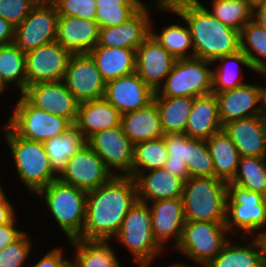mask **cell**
I'll list each match as a JSON object with an SVG mask.
<instances>
[{
    "mask_svg": "<svg viewBox=\"0 0 266 267\" xmlns=\"http://www.w3.org/2000/svg\"><path fill=\"white\" fill-rule=\"evenodd\" d=\"M158 7L170 10L187 23L193 43V57L214 62L234 61L250 69L241 51L240 32L221 23L198 0H158Z\"/></svg>",
    "mask_w": 266,
    "mask_h": 267,
    "instance_id": "1",
    "label": "cell"
},
{
    "mask_svg": "<svg viewBox=\"0 0 266 267\" xmlns=\"http://www.w3.org/2000/svg\"><path fill=\"white\" fill-rule=\"evenodd\" d=\"M138 201L131 176H112L97 189L87 192L85 223L77 239L107 241L117 235L129 209Z\"/></svg>",
    "mask_w": 266,
    "mask_h": 267,
    "instance_id": "2",
    "label": "cell"
},
{
    "mask_svg": "<svg viewBox=\"0 0 266 267\" xmlns=\"http://www.w3.org/2000/svg\"><path fill=\"white\" fill-rule=\"evenodd\" d=\"M183 207L186 221L225 223L227 183L216 177H190L184 181Z\"/></svg>",
    "mask_w": 266,
    "mask_h": 267,
    "instance_id": "3",
    "label": "cell"
},
{
    "mask_svg": "<svg viewBox=\"0 0 266 267\" xmlns=\"http://www.w3.org/2000/svg\"><path fill=\"white\" fill-rule=\"evenodd\" d=\"M4 131L18 175L28 189L38 193L42 188L58 179V175L55 176L51 167L43 142L21 138L7 125H5Z\"/></svg>",
    "mask_w": 266,
    "mask_h": 267,
    "instance_id": "4",
    "label": "cell"
},
{
    "mask_svg": "<svg viewBox=\"0 0 266 267\" xmlns=\"http://www.w3.org/2000/svg\"><path fill=\"white\" fill-rule=\"evenodd\" d=\"M37 195L45 199L44 202L69 240L77 239L82 234L87 192L57 179L42 188Z\"/></svg>",
    "mask_w": 266,
    "mask_h": 267,
    "instance_id": "5",
    "label": "cell"
},
{
    "mask_svg": "<svg viewBox=\"0 0 266 267\" xmlns=\"http://www.w3.org/2000/svg\"><path fill=\"white\" fill-rule=\"evenodd\" d=\"M210 61L200 58L176 59L164 86L154 97H201L212 93L213 70Z\"/></svg>",
    "mask_w": 266,
    "mask_h": 267,
    "instance_id": "6",
    "label": "cell"
},
{
    "mask_svg": "<svg viewBox=\"0 0 266 267\" xmlns=\"http://www.w3.org/2000/svg\"><path fill=\"white\" fill-rule=\"evenodd\" d=\"M116 237L132 252L140 267L150 265L162 249L153 236L151 209L140 201L129 209Z\"/></svg>",
    "mask_w": 266,
    "mask_h": 267,
    "instance_id": "7",
    "label": "cell"
},
{
    "mask_svg": "<svg viewBox=\"0 0 266 267\" xmlns=\"http://www.w3.org/2000/svg\"><path fill=\"white\" fill-rule=\"evenodd\" d=\"M6 125L21 138L44 142L62 135L73 124L68 119L35 108L22 96Z\"/></svg>",
    "mask_w": 266,
    "mask_h": 267,
    "instance_id": "8",
    "label": "cell"
},
{
    "mask_svg": "<svg viewBox=\"0 0 266 267\" xmlns=\"http://www.w3.org/2000/svg\"><path fill=\"white\" fill-rule=\"evenodd\" d=\"M225 223L186 221L176 248L204 266L214 259L229 241Z\"/></svg>",
    "mask_w": 266,
    "mask_h": 267,
    "instance_id": "9",
    "label": "cell"
},
{
    "mask_svg": "<svg viewBox=\"0 0 266 267\" xmlns=\"http://www.w3.org/2000/svg\"><path fill=\"white\" fill-rule=\"evenodd\" d=\"M226 210L225 225L228 231L235 224L245 233H252L266 224V197L231 182L227 183Z\"/></svg>",
    "mask_w": 266,
    "mask_h": 267,
    "instance_id": "10",
    "label": "cell"
},
{
    "mask_svg": "<svg viewBox=\"0 0 266 267\" xmlns=\"http://www.w3.org/2000/svg\"><path fill=\"white\" fill-rule=\"evenodd\" d=\"M58 11L55 4H36L15 27L14 44L24 53L57 40Z\"/></svg>",
    "mask_w": 266,
    "mask_h": 267,
    "instance_id": "11",
    "label": "cell"
},
{
    "mask_svg": "<svg viewBox=\"0 0 266 267\" xmlns=\"http://www.w3.org/2000/svg\"><path fill=\"white\" fill-rule=\"evenodd\" d=\"M62 176L58 179L85 192H90L104 183L115 173H110L100 156L86 143L67 162Z\"/></svg>",
    "mask_w": 266,
    "mask_h": 267,
    "instance_id": "12",
    "label": "cell"
},
{
    "mask_svg": "<svg viewBox=\"0 0 266 267\" xmlns=\"http://www.w3.org/2000/svg\"><path fill=\"white\" fill-rule=\"evenodd\" d=\"M62 81L79 104L104 98L106 81L89 54H72Z\"/></svg>",
    "mask_w": 266,
    "mask_h": 267,
    "instance_id": "13",
    "label": "cell"
},
{
    "mask_svg": "<svg viewBox=\"0 0 266 267\" xmlns=\"http://www.w3.org/2000/svg\"><path fill=\"white\" fill-rule=\"evenodd\" d=\"M71 53L54 41L25 53L27 86L62 81Z\"/></svg>",
    "mask_w": 266,
    "mask_h": 267,
    "instance_id": "14",
    "label": "cell"
},
{
    "mask_svg": "<svg viewBox=\"0 0 266 267\" xmlns=\"http://www.w3.org/2000/svg\"><path fill=\"white\" fill-rule=\"evenodd\" d=\"M86 143L100 156L110 173V167L114 166L124 172L123 176L132 177L134 144L121 125L96 132Z\"/></svg>",
    "mask_w": 266,
    "mask_h": 267,
    "instance_id": "15",
    "label": "cell"
},
{
    "mask_svg": "<svg viewBox=\"0 0 266 267\" xmlns=\"http://www.w3.org/2000/svg\"><path fill=\"white\" fill-rule=\"evenodd\" d=\"M22 94L35 108L63 117L75 124L79 103L63 81L28 85Z\"/></svg>",
    "mask_w": 266,
    "mask_h": 267,
    "instance_id": "16",
    "label": "cell"
},
{
    "mask_svg": "<svg viewBox=\"0 0 266 267\" xmlns=\"http://www.w3.org/2000/svg\"><path fill=\"white\" fill-rule=\"evenodd\" d=\"M155 92L136 72L106 82L104 98L121 115L146 107L153 101Z\"/></svg>",
    "mask_w": 266,
    "mask_h": 267,
    "instance_id": "17",
    "label": "cell"
},
{
    "mask_svg": "<svg viewBox=\"0 0 266 267\" xmlns=\"http://www.w3.org/2000/svg\"><path fill=\"white\" fill-rule=\"evenodd\" d=\"M175 61L152 35L135 50V72L154 92L162 87L160 81L171 72Z\"/></svg>",
    "mask_w": 266,
    "mask_h": 267,
    "instance_id": "18",
    "label": "cell"
},
{
    "mask_svg": "<svg viewBox=\"0 0 266 267\" xmlns=\"http://www.w3.org/2000/svg\"><path fill=\"white\" fill-rule=\"evenodd\" d=\"M215 95L218 101L219 118L223 126L241 118L263 115L264 87L244 84ZM259 102L261 105L252 109Z\"/></svg>",
    "mask_w": 266,
    "mask_h": 267,
    "instance_id": "19",
    "label": "cell"
},
{
    "mask_svg": "<svg viewBox=\"0 0 266 267\" xmlns=\"http://www.w3.org/2000/svg\"><path fill=\"white\" fill-rule=\"evenodd\" d=\"M223 129L241 157L266 158V119L263 115L231 121Z\"/></svg>",
    "mask_w": 266,
    "mask_h": 267,
    "instance_id": "20",
    "label": "cell"
},
{
    "mask_svg": "<svg viewBox=\"0 0 266 267\" xmlns=\"http://www.w3.org/2000/svg\"><path fill=\"white\" fill-rule=\"evenodd\" d=\"M144 5L132 18L118 26L100 29L97 46L136 50L150 35L149 13Z\"/></svg>",
    "mask_w": 266,
    "mask_h": 267,
    "instance_id": "21",
    "label": "cell"
},
{
    "mask_svg": "<svg viewBox=\"0 0 266 267\" xmlns=\"http://www.w3.org/2000/svg\"><path fill=\"white\" fill-rule=\"evenodd\" d=\"M100 27L96 21L59 16L57 42L71 54H88L98 45Z\"/></svg>",
    "mask_w": 266,
    "mask_h": 267,
    "instance_id": "22",
    "label": "cell"
},
{
    "mask_svg": "<svg viewBox=\"0 0 266 267\" xmlns=\"http://www.w3.org/2000/svg\"><path fill=\"white\" fill-rule=\"evenodd\" d=\"M152 205L150 209L154 238L163 246V241L175 236L177 245L181 240L186 222L182 197L158 200L152 202Z\"/></svg>",
    "mask_w": 266,
    "mask_h": 267,
    "instance_id": "23",
    "label": "cell"
},
{
    "mask_svg": "<svg viewBox=\"0 0 266 267\" xmlns=\"http://www.w3.org/2000/svg\"><path fill=\"white\" fill-rule=\"evenodd\" d=\"M148 175L135 178L138 201L146 203L158 200L180 198L183 195L184 180L164 168L150 170Z\"/></svg>",
    "mask_w": 266,
    "mask_h": 267,
    "instance_id": "24",
    "label": "cell"
},
{
    "mask_svg": "<svg viewBox=\"0 0 266 267\" xmlns=\"http://www.w3.org/2000/svg\"><path fill=\"white\" fill-rule=\"evenodd\" d=\"M75 125L87 140L96 132L121 125V113L105 98L82 102L78 106Z\"/></svg>",
    "mask_w": 266,
    "mask_h": 267,
    "instance_id": "25",
    "label": "cell"
},
{
    "mask_svg": "<svg viewBox=\"0 0 266 267\" xmlns=\"http://www.w3.org/2000/svg\"><path fill=\"white\" fill-rule=\"evenodd\" d=\"M222 129L216 95L211 93L194 98L184 133L189 138L206 140Z\"/></svg>",
    "mask_w": 266,
    "mask_h": 267,
    "instance_id": "26",
    "label": "cell"
},
{
    "mask_svg": "<svg viewBox=\"0 0 266 267\" xmlns=\"http://www.w3.org/2000/svg\"><path fill=\"white\" fill-rule=\"evenodd\" d=\"M121 126L133 144L164 135L160 113L154 100L144 108L121 115Z\"/></svg>",
    "mask_w": 266,
    "mask_h": 267,
    "instance_id": "27",
    "label": "cell"
},
{
    "mask_svg": "<svg viewBox=\"0 0 266 267\" xmlns=\"http://www.w3.org/2000/svg\"><path fill=\"white\" fill-rule=\"evenodd\" d=\"M108 82L135 72V50L96 46L88 53Z\"/></svg>",
    "mask_w": 266,
    "mask_h": 267,
    "instance_id": "28",
    "label": "cell"
},
{
    "mask_svg": "<svg viewBox=\"0 0 266 267\" xmlns=\"http://www.w3.org/2000/svg\"><path fill=\"white\" fill-rule=\"evenodd\" d=\"M214 164V177L228 183L236 175L240 153L224 129L205 140Z\"/></svg>",
    "mask_w": 266,
    "mask_h": 267,
    "instance_id": "29",
    "label": "cell"
},
{
    "mask_svg": "<svg viewBox=\"0 0 266 267\" xmlns=\"http://www.w3.org/2000/svg\"><path fill=\"white\" fill-rule=\"evenodd\" d=\"M43 144L53 171L61 174L68 160L86 144V139L73 124L62 135L48 139Z\"/></svg>",
    "mask_w": 266,
    "mask_h": 267,
    "instance_id": "30",
    "label": "cell"
},
{
    "mask_svg": "<svg viewBox=\"0 0 266 267\" xmlns=\"http://www.w3.org/2000/svg\"><path fill=\"white\" fill-rule=\"evenodd\" d=\"M164 134L184 133L194 97H154Z\"/></svg>",
    "mask_w": 266,
    "mask_h": 267,
    "instance_id": "31",
    "label": "cell"
},
{
    "mask_svg": "<svg viewBox=\"0 0 266 267\" xmlns=\"http://www.w3.org/2000/svg\"><path fill=\"white\" fill-rule=\"evenodd\" d=\"M204 267H264L263 252L256 238L251 246H236L229 241Z\"/></svg>",
    "mask_w": 266,
    "mask_h": 267,
    "instance_id": "32",
    "label": "cell"
},
{
    "mask_svg": "<svg viewBox=\"0 0 266 267\" xmlns=\"http://www.w3.org/2000/svg\"><path fill=\"white\" fill-rule=\"evenodd\" d=\"M77 247L75 267H122L107 241L70 240Z\"/></svg>",
    "mask_w": 266,
    "mask_h": 267,
    "instance_id": "33",
    "label": "cell"
},
{
    "mask_svg": "<svg viewBox=\"0 0 266 267\" xmlns=\"http://www.w3.org/2000/svg\"><path fill=\"white\" fill-rule=\"evenodd\" d=\"M168 150L163 137L134 144L132 177L135 179L143 169L163 168L168 160Z\"/></svg>",
    "mask_w": 266,
    "mask_h": 267,
    "instance_id": "34",
    "label": "cell"
},
{
    "mask_svg": "<svg viewBox=\"0 0 266 267\" xmlns=\"http://www.w3.org/2000/svg\"><path fill=\"white\" fill-rule=\"evenodd\" d=\"M240 40L241 51L249 58L252 70L262 73L266 69V62L253 52L266 59V29L252 19L242 28Z\"/></svg>",
    "mask_w": 266,
    "mask_h": 267,
    "instance_id": "35",
    "label": "cell"
},
{
    "mask_svg": "<svg viewBox=\"0 0 266 267\" xmlns=\"http://www.w3.org/2000/svg\"><path fill=\"white\" fill-rule=\"evenodd\" d=\"M238 167L231 183L266 197V158L241 157Z\"/></svg>",
    "mask_w": 266,
    "mask_h": 267,
    "instance_id": "36",
    "label": "cell"
},
{
    "mask_svg": "<svg viewBox=\"0 0 266 267\" xmlns=\"http://www.w3.org/2000/svg\"><path fill=\"white\" fill-rule=\"evenodd\" d=\"M26 56L14 43L0 46V73L3 82H15L23 93L27 87Z\"/></svg>",
    "mask_w": 266,
    "mask_h": 267,
    "instance_id": "37",
    "label": "cell"
},
{
    "mask_svg": "<svg viewBox=\"0 0 266 267\" xmlns=\"http://www.w3.org/2000/svg\"><path fill=\"white\" fill-rule=\"evenodd\" d=\"M212 8L216 19L239 32L253 19V6L246 0H213Z\"/></svg>",
    "mask_w": 266,
    "mask_h": 267,
    "instance_id": "38",
    "label": "cell"
},
{
    "mask_svg": "<svg viewBox=\"0 0 266 267\" xmlns=\"http://www.w3.org/2000/svg\"><path fill=\"white\" fill-rule=\"evenodd\" d=\"M163 139L169 154L163 168L187 181L190 178L187 170V135L185 133L164 134Z\"/></svg>",
    "mask_w": 266,
    "mask_h": 267,
    "instance_id": "39",
    "label": "cell"
},
{
    "mask_svg": "<svg viewBox=\"0 0 266 267\" xmlns=\"http://www.w3.org/2000/svg\"><path fill=\"white\" fill-rule=\"evenodd\" d=\"M187 170L189 177H214V164L205 140L187 136Z\"/></svg>",
    "mask_w": 266,
    "mask_h": 267,
    "instance_id": "40",
    "label": "cell"
},
{
    "mask_svg": "<svg viewBox=\"0 0 266 267\" xmlns=\"http://www.w3.org/2000/svg\"><path fill=\"white\" fill-rule=\"evenodd\" d=\"M151 35L159 42L174 58L185 59L193 58V55L186 54V50L193 46L192 37L188 27L177 24L166 27L161 34Z\"/></svg>",
    "mask_w": 266,
    "mask_h": 267,
    "instance_id": "41",
    "label": "cell"
},
{
    "mask_svg": "<svg viewBox=\"0 0 266 267\" xmlns=\"http://www.w3.org/2000/svg\"><path fill=\"white\" fill-rule=\"evenodd\" d=\"M144 5H118L97 7L95 21L101 28L121 25L132 18Z\"/></svg>",
    "mask_w": 266,
    "mask_h": 267,
    "instance_id": "42",
    "label": "cell"
},
{
    "mask_svg": "<svg viewBox=\"0 0 266 267\" xmlns=\"http://www.w3.org/2000/svg\"><path fill=\"white\" fill-rule=\"evenodd\" d=\"M59 16L77 17L95 21L97 2L95 0H55Z\"/></svg>",
    "mask_w": 266,
    "mask_h": 267,
    "instance_id": "43",
    "label": "cell"
},
{
    "mask_svg": "<svg viewBox=\"0 0 266 267\" xmlns=\"http://www.w3.org/2000/svg\"><path fill=\"white\" fill-rule=\"evenodd\" d=\"M31 243L23 233L16 241L0 251V267H21L28 257Z\"/></svg>",
    "mask_w": 266,
    "mask_h": 267,
    "instance_id": "44",
    "label": "cell"
},
{
    "mask_svg": "<svg viewBox=\"0 0 266 267\" xmlns=\"http://www.w3.org/2000/svg\"><path fill=\"white\" fill-rule=\"evenodd\" d=\"M35 5L32 0H0V17L16 27Z\"/></svg>",
    "mask_w": 266,
    "mask_h": 267,
    "instance_id": "45",
    "label": "cell"
},
{
    "mask_svg": "<svg viewBox=\"0 0 266 267\" xmlns=\"http://www.w3.org/2000/svg\"><path fill=\"white\" fill-rule=\"evenodd\" d=\"M237 78V73L232 68L228 66L224 68L217 67L213 71L212 94L221 93L244 85Z\"/></svg>",
    "mask_w": 266,
    "mask_h": 267,
    "instance_id": "46",
    "label": "cell"
},
{
    "mask_svg": "<svg viewBox=\"0 0 266 267\" xmlns=\"http://www.w3.org/2000/svg\"><path fill=\"white\" fill-rule=\"evenodd\" d=\"M15 220L0 226V251L9 244L16 241L24 232L16 230L14 227Z\"/></svg>",
    "mask_w": 266,
    "mask_h": 267,
    "instance_id": "47",
    "label": "cell"
},
{
    "mask_svg": "<svg viewBox=\"0 0 266 267\" xmlns=\"http://www.w3.org/2000/svg\"><path fill=\"white\" fill-rule=\"evenodd\" d=\"M62 257V250L58 247V249L56 248L48 252L33 267H65L69 261Z\"/></svg>",
    "mask_w": 266,
    "mask_h": 267,
    "instance_id": "48",
    "label": "cell"
},
{
    "mask_svg": "<svg viewBox=\"0 0 266 267\" xmlns=\"http://www.w3.org/2000/svg\"><path fill=\"white\" fill-rule=\"evenodd\" d=\"M15 27L0 17V46L14 43Z\"/></svg>",
    "mask_w": 266,
    "mask_h": 267,
    "instance_id": "49",
    "label": "cell"
},
{
    "mask_svg": "<svg viewBox=\"0 0 266 267\" xmlns=\"http://www.w3.org/2000/svg\"><path fill=\"white\" fill-rule=\"evenodd\" d=\"M13 213L12 205L3 193L0 196V226L11 222L15 218Z\"/></svg>",
    "mask_w": 266,
    "mask_h": 267,
    "instance_id": "50",
    "label": "cell"
},
{
    "mask_svg": "<svg viewBox=\"0 0 266 267\" xmlns=\"http://www.w3.org/2000/svg\"><path fill=\"white\" fill-rule=\"evenodd\" d=\"M255 9H257V12L253 13V20L266 29V0L255 4L253 11Z\"/></svg>",
    "mask_w": 266,
    "mask_h": 267,
    "instance_id": "51",
    "label": "cell"
},
{
    "mask_svg": "<svg viewBox=\"0 0 266 267\" xmlns=\"http://www.w3.org/2000/svg\"><path fill=\"white\" fill-rule=\"evenodd\" d=\"M96 6L144 5L140 0H95Z\"/></svg>",
    "mask_w": 266,
    "mask_h": 267,
    "instance_id": "52",
    "label": "cell"
},
{
    "mask_svg": "<svg viewBox=\"0 0 266 267\" xmlns=\"http://www.w3.org/2000/svg\"><path fill=\"white\" fill-rule=\"evenodd\" d=\"M256 238L259 240L262 252H263V263L264 267H266V231L259 232L258 236Z\"/></svg>",
    "mask_w": 266,
    "mask_h": 267,
    "instance_id": "53",
    "label": "cell"
},
{
    "mask_svg": "<svg viewBox=\"0 0 266 267\" xmlns=\"http://www.w3.org/2000/svg\"><path fill=\"white\" fill-rule=\"evenodd\" d=\"M35 4H47V2H48V4H49V2H50V4H53V3H55V0H32Z\"/></svg>",
    "mask_w": 266,
    "mask_h": 267,
    "instance_id": "54",
    "label": "cell"
},
{
    "mask_svg": "<svg viewBox=\"0 0 266 267\" xmlns=\"http://www.w3.org/2000/svg\"><path fill=\"white\" fill-rule=\"evenodd\" d=\"M263 116L266 119V87H264Z\"/></svg>",
    "mask_w": 266,
    "mask_h": 267,
    "instance_id": "55",
    "label": "cell"
},
{
    "mask_svg": "<svg viewBox=\"0 0 266 267\" xmlns=\"http://www.w3.org/2000/svg\"><path fill=\"white\" fill-rule=\"evenodd\" d=\"M5 86H6V84L3 82V79H2L1 73H0V93H2Z\"/></svg>",
    "mask_w": 266,
    "mask_h": 267,
    "instance_id": "56",
    "label": "cell"
},
{
    "mask_svg": "<svg viewBox=\"0 0 266 267\" xmlns=\"http://www.w3.org/2000/svg\"><path fill=\"white\" fill-rule=\"evenodd\" d=\"M246 1H248L252 6H254L255 4L260 3L264 0H246Z\"/></svg>",
    "mask_w": 266,
    "mask_h": 267,
    "instance_id": "57",
    "label": "cell"
},
{
    "mask_svg": "<svg viewBox=\"0 0 266 267\" xmlns=\"http://www.w3.org/2000/svg\"><path fill=\"white\" fill-rule=\"evenodd\" d=\"M170 267H190V266H187V265H182V264H174V265H171ZM204 267V266H203Z\"/></svg>",
    "mask_w": 266,
    "mask_h": 267,
    "instance_id": "58",
    "label": "cell"
},
{
    "mask_svg": "<svg viewBox=\"0 0 266 267\" xmlns=\"http://www.w3.org/2000/svg\"><path fill=\"white\" fill-rule=\"evenodd\" d=\"M65 267H75L72 262H69Z\"/></svg>",
    "mask_w": 266,
    "mask_h": 267,
    "instance_id": "59",
    "label": "cell"
},
{
    "mask_svg": "<svg viewBox=\"0 0 266 267\" xmlns=\"http://www.w3.org/2000/svg\"><path fill=\"white\" fill-rule=\"evenodd\" d=\"M4 192H3V190H2V188H1V186H0V196L3 194Z\"/></svg>",
    "mask_w": 266,
    "mask_h": 267,
    "instance_id": "60",
    "label": "cell"
},
{
    "mask_svg": "<svg viewBox=\"0 0 266 267\" xmlns=\"http://www.w3.org/2000/svg\"><path fill=\"white\" fill-rule=\"evenodd\" d=\"M261 74H262V75H264V74L266 75V69H265Z\"/></svg>",
    "mask_w": 266,
    "mask_h": 267,
    "instance_id": "61",
    "label": "cell"
}]
</instances>
